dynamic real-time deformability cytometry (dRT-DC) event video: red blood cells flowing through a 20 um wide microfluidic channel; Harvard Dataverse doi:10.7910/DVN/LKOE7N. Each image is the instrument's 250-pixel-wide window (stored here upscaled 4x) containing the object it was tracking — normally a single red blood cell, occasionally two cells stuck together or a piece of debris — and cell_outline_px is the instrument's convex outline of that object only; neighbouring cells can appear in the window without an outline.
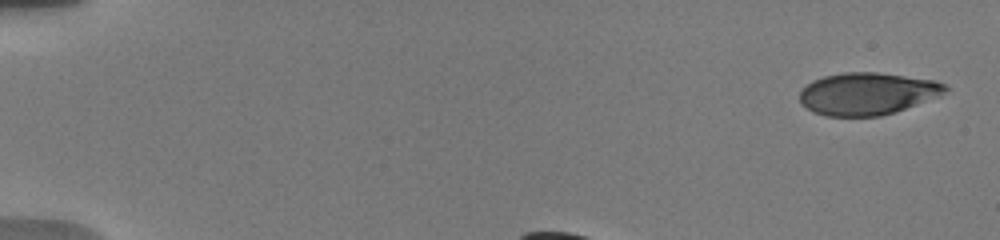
{"species": "human", "species_latin": "Homo sapiens", "temperature_condition": "warm", "stored_images_in_passage": 9, "camera_frame_rate_fps": 3000, "um_per_image_px": 0.085, "donor": {"sex": "male"}, "frame": {"image": 1, "passage_image": 1, "time_ms": 0.0, "image_size_px": [1000, 240], "cell_outline_px": [[948, 88], [940, 96], [896, 112], [880, 116], [824, 116], [812, 112], [800, 104], [800, 92], [812, 80], [824, 76], [844, 72], [876, 72], [932, 80], [944, 84]], "centroid_in_image_um": [73.69, 7.97], "position_along_channel_um": 11.3, "area_um2": 35.84}}
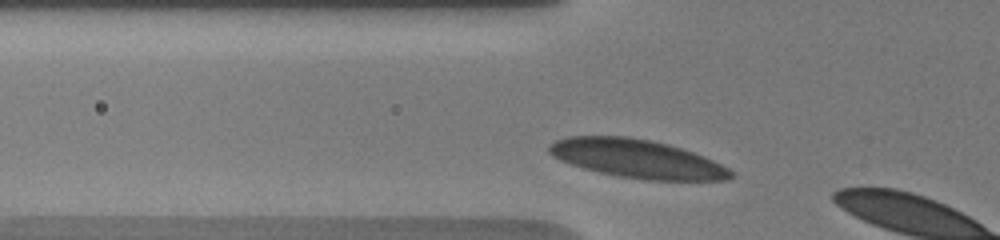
{"frame": {"image": 2, "passage_image": 7, "time_ms": 3.0, "image_size_px": [1000, 240], "cell_outline_px": [[736, 176], [728, 180], [648, 180], [620, 176], [600, 172], [584, 168], [560, 160], [552, 156], [548, 152], [548, 144], [556, 140], [568, 136], [624, 136], [648, 140], [668, 144], [704, 156], [728, 168]], "centroid_in_image_um": [54.14, 13.49], "position_along_channel_um": 71.7, "area_um2": 40.46}}